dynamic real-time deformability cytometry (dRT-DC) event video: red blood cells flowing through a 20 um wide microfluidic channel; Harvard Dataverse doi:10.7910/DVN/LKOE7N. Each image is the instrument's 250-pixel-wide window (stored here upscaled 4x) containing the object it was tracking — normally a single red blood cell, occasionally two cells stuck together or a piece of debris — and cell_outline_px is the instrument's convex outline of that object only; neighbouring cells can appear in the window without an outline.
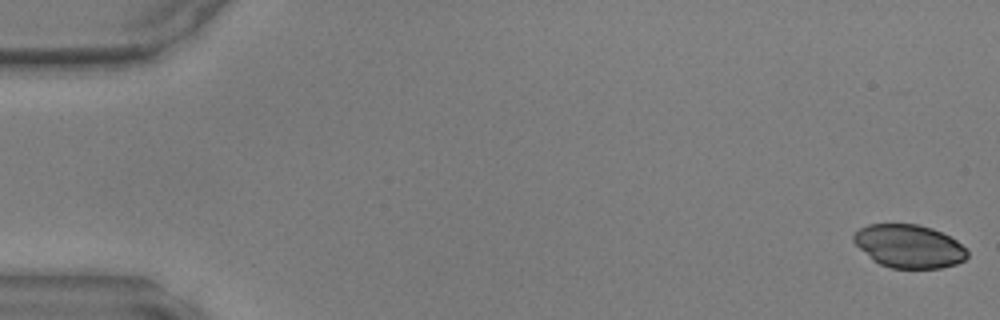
{"species": "common noctule bat (a hibernating species)", "species_latin": "Nyctalus noctula", "temperature_condition": "warm", "stored_images_in_passage": 49, "segment_of_instrument_passage": [1, 2], "camera_frame_rate_fps": 3000, "um_per_image_px": 0.085, "animal": {"sex": "male", "body_mass_g": 17.9, "forearm_length_mm": 54.2}, "frame": {"image": 1, "passage_image": 1, "time_ms": 0.0, "image_size_px": [1000, 320], "cell_outline_px": [[968, 256], [964, 260], [956, 264], [940, 268], [892, 268], [880, 264], [872, 260], [852, 240], [852, 236], [860, 228], [868, 224], [916, 224], [932, 228], [956, 240], [968, 252]], "centroid_in_image_um": [77.25, 20.93], "position_along_channel_um": 7.7, "area_um2": 28.44}}
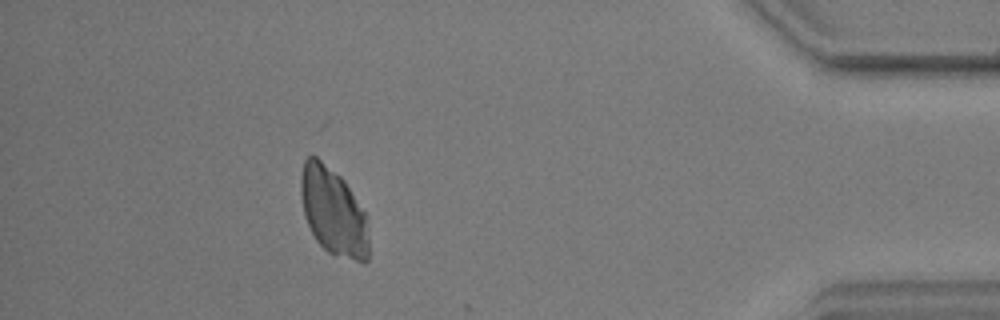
{"frame": {"image": 2, "passage_image": 43, "time_ms": 14.0, "image_size_px": [1000, 320], "cell_outline_px": [[368, 260], [364, 264], [328, 252], [316, 240], [304, 216], [300, 196], [300, 176], [304, 160], [308, 156], [316, 156], [340, 176], [344, 180], [364, 212], [368, 236]], "centroid_in_image_um": [28.3, 17.99], "position_along_channel_um": 406.9, "area_um2": 34.56}}